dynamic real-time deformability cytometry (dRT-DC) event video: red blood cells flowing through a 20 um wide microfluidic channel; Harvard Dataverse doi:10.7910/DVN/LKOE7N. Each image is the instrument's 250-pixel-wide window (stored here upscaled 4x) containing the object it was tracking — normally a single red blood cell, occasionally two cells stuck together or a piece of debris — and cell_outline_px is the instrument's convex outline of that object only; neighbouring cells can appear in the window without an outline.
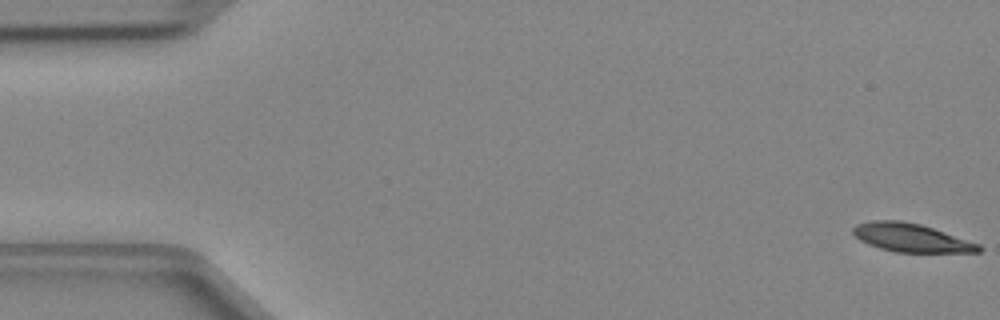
{"species": "Egyptian fruit bat (a non-hibernating species)", "species_latin": "Rousettus aegyptiacus", "temperature_condition": "cold", "stored_images_in_passage": 48, "camera_frame_rate_fps": 3000, "um_per_image_px": 0.085, "animal": {"sex": "female"}, "frame": {"image": 1, "passage_image": 1, "time_ms": 0.0, "image_size_px": [1000, 320], "cell_outline_px": [[984, 248], [980, 252], [896, 252], [880, 248], [868, 244], [860, 240], [852, 232], [852, 228], [856, 224], [872, 220], [900, 220], [920, 224], [980, 244]], "centroid_in_image_um": [77.44, 20.2], "position_along_channel_um": 7.6, "area_um2": 20.69}}
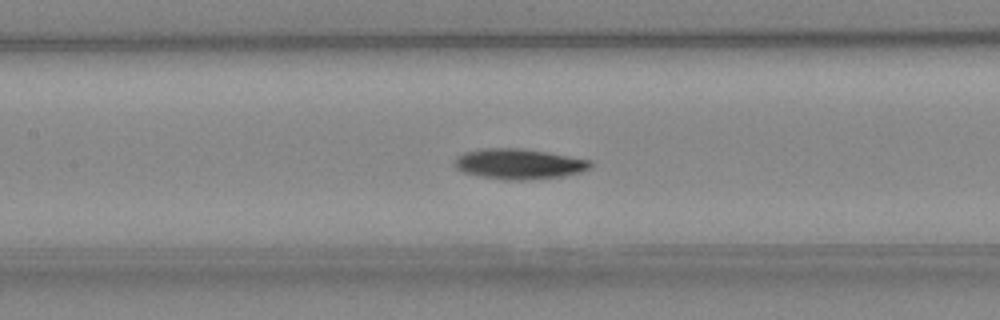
{"frame": {"image": 2, "passage_image": 22, "time_ms": 7.0, "image_size_px": [1000, 320], "cell_outline_px": [[592, 168], [580, 172], [564, 176], [528, 180], [504, 180], [480, 176], [460, 172], [456, 168], [456, 156], [464, 152], [480, 148], [524, 148], [548, 152], [592, 160]], "centroid_in_image_um": [44.12, 13.93], "position_along_channel_um": 163.3, "area_um2": 24.39}}
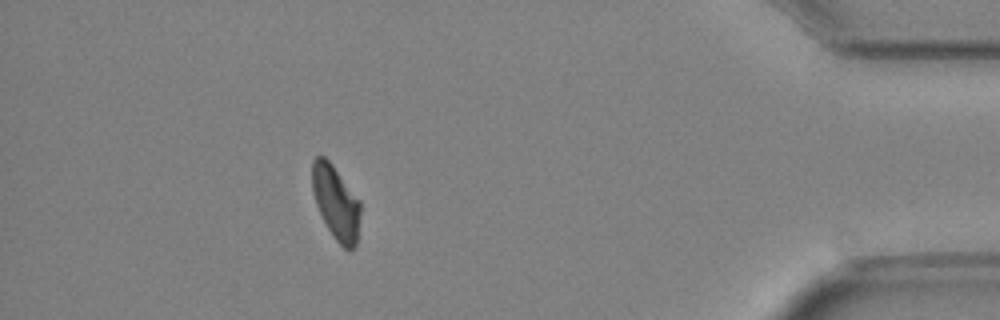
{"frame": {"image": 3, "passage_image": 43, "time_ms": 14.0, "image_size_px": [1000, 320], "cell_outline_px": [[360, 212], [356, 248], [344, 248], [336, 240], [328, 228], [316, 204], [312, 192], [312, 160], [316, 156], [324, 156], [332, 164], [360, 200]], "centroid_in_image_um": [28.55, 17.19], "position_along_channel_um": 406.7, "area_um2": 20.58}}